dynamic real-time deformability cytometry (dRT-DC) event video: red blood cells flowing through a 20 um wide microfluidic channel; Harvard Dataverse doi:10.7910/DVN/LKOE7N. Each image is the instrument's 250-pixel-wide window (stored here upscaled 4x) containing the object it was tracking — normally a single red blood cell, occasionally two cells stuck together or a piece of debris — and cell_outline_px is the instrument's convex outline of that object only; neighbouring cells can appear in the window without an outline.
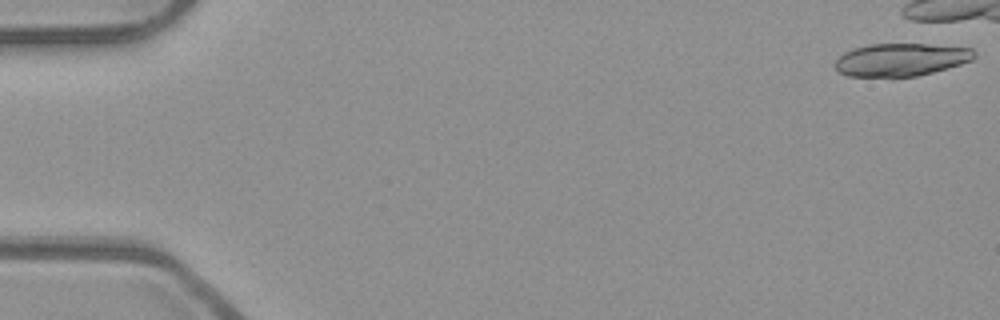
{"species": "common noctule bat (a hibernating species)", "species_latin": "Nyctalus noctula", "temperature_condition": "room temperature", "stored_images_in_passage": 5, "camera_frame_rate_fps": 3000, "um_per_image_px": 0.085, "animal": {"sex": "male", "body_mass_g": 23.1, "forearm_length_mm": 52.7}, "frame": {"image": 1, "passage_image": 1, "time_ms": 0.0, "image_size_px": [1000, 320], "cell_outline_px": [[976, 56], [972, 60], [948, 68], [916, 76], [848, 76], [840, 72], [836, 68], [836, 60], [844, 52], [852, 48], [868, 44], [924, 44], [972, 48], [976, 52]], "centroid_in_image_um": [76.59, 5.06], "position_along_channel_um": 8.4, "area_um2": 26.41}}